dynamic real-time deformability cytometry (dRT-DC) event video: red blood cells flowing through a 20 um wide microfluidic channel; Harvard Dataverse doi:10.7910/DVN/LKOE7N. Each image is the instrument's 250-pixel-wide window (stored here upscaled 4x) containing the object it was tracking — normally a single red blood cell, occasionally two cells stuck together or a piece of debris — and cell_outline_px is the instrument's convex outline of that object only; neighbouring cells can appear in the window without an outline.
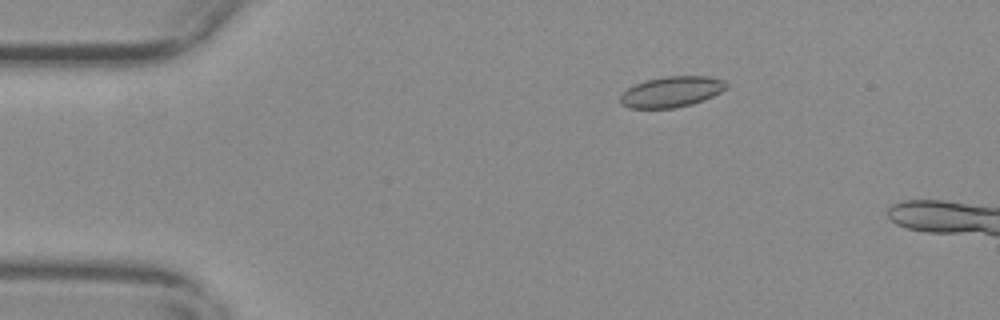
{"species": "common noctule bat (a hibernating species)", "species_latin": "Nyctalus noctula", "temperature_condition": "warm", "stored_images_in_passage": 54, "camera_frame_rate_fps": 3000, "um_per_image_px": 0.085, "animal": {"sex": "female", "body_mass_g": 29.2, "forearm_length_mm": 56.3}, "frame": {"image": 1, "passage_image": 11, "time_ms": 3.333, "image_size_px": [1000, 320], "cell_outline_px": [[728, 88], [704, 100], [692, 104], [672, 108], [628, 108], [620, 104], [620, 96], [628, 88], [644, 80], [664, 76], [708, 76], [724, 80], [728, 84]], "centroid_in_image_um": [57.08, 7.8], "position_along_channel_um": 27.9, "area_um2": 19.07}}
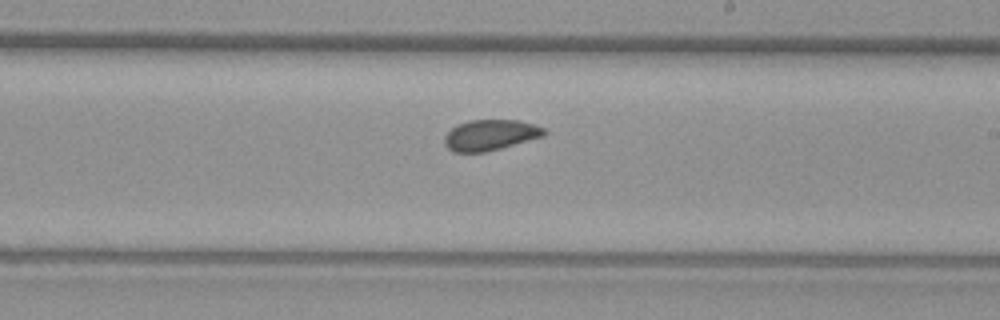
{"frame": {"image": 2, "passage_image": 34, "time_ms": 11.0, "image_size_px": [1000, 320], "cell_outline_px": [[548, 132], [544, 136], [500, 148], [484, 152], [452, 152], [444, 144], [444, 136], [456, 124], [468, 120], [520, 120], [544, 128]], "centroid_in_image_um": [41.66, 11.47], "position_along_channel_um": 247.3, "area_um2": 17.86}}
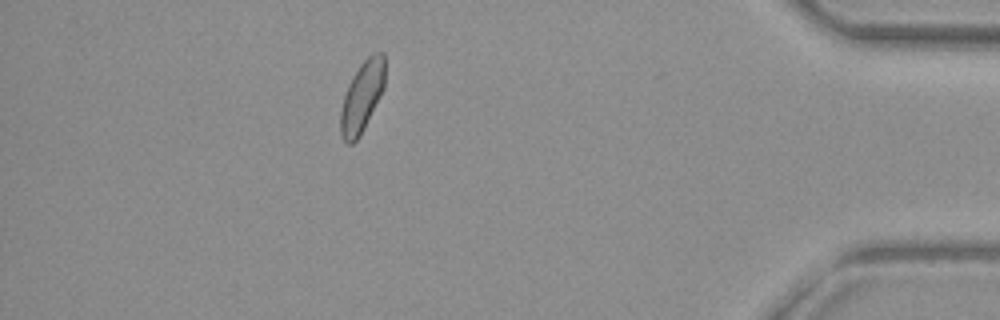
{"frame": {"image": 3, "passage_image": 51, "time_ms": 16.667, "image_size_px": [1000, 320], "cell_outline_px": [[384, 88], [360, 136], [352, 144], [348, 144], [344, 140], [340, 132], [340, 112], [344, 96], [348, 84], [352, 76], [360, 64], [372, 52], [384, 52]], "centroid_in_image_um": [30.76, 8.2], "position_along_channel_um": 404.4, "area_um2": 18.21}, "authors_computed_cell_mechanics": {"area_um2": 18.4093, "velocity_mm_per_s": 3.659, "shape_relaxation_time_tau1_ms": null, "shape_relaxation_time_tau2_ms": 1.8019, "deformation_change_tau1": null, "deformation_change_tau2": 0.0623}}